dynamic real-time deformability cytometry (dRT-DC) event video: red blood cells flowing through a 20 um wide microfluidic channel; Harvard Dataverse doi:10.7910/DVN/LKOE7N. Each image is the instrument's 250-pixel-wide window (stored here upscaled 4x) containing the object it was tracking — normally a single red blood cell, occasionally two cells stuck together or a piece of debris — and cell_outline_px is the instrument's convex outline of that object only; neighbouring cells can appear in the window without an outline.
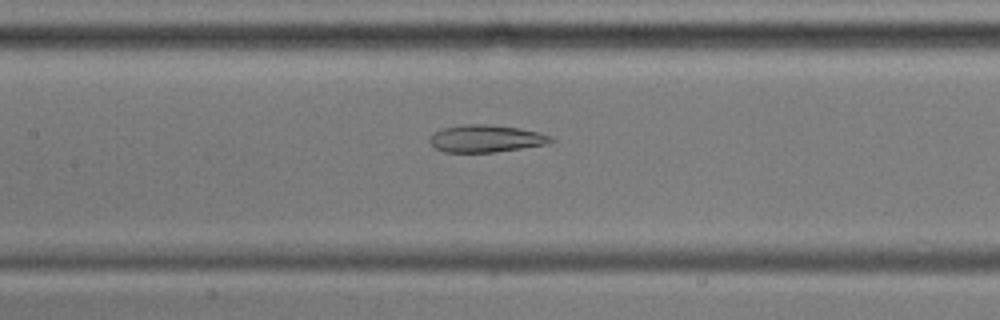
{"species": "common noctule bat (a hibernating species)", "species_latin": "Nyctalus noctula", "temperature_condition": "cold", "stored_images_in_passage": 55, "camera_frame_rate_fps": 3000, "um_per_image_px": 0.085, "animal": {"sex": "male", "body_mass_g": 17.9, "forearm_length_mm": 54.2}, "frame": {"image": 1, "passage_image": 25, "time_ms": 8.0, "image_size_px": [1000, 320], "cell_outline_px": [[556, 140], [548, 144], [492, 152], [444, 152], [436, 148], [428, 140], [432, 132], [440, 128], [460, 124], [488, 124], [520, 128], [540, 132], [552, 136]], "centroid_in_image_um": [41.29, 11.76], "position_along_channel_um": 166.1, "area_um2": 19.54}}
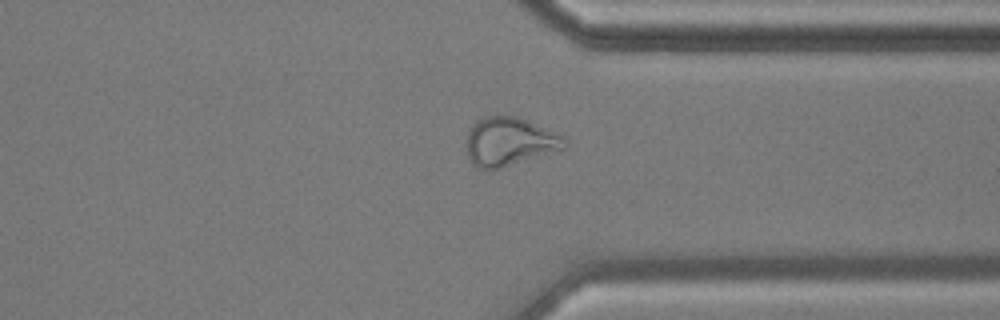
{"frame": {"image": 2, "passage_image": 42, "time_ms": 13.667, "image_size_px": [1000, 320], "cell_outline_px": [[568, 148], [500, 168], [480, 168], [472, 164], [468, 156], [464, 144], [468, 132], [476, 120], [484, 116], [516, 116], [564, 136], [568, 140]], "centroid_in_image_um": [43.3, 12.04], "position_along_channel_um": 368.1, "area_um2": 27.86}}
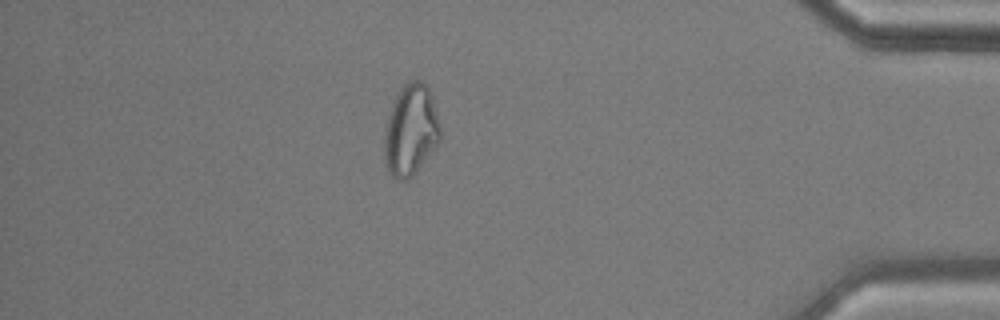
{"frame": {"image": 3, "passage_image": 48, "time_ms": 15.667, "image_size_px": [1000, 320], "cell_outline_px": [[440, 140], [412, 176], [408, 180], [396, 180], [392, 176], [388, 168], [384, 156], [384, 128], [392, 104], [400, 88], [408, 80], [420, 80], [428, 88], [432, 96], [440, 124]], "centroid_in_image_um": [34.9, 11.05], "position_along_channel_um": 400.3, "area_um2": 29.59}, "authors_computed_cell_mechanics": {"area_um2": 26.7614, "velocity_mm_per_s": 3.587, "shape_relaxation_time_tau1_ms": null, "shape_relaxation_time_tau2_ms": 2.5946, "deformation_change_tau1": null, "deformation_change_tau2": 0.0961}}